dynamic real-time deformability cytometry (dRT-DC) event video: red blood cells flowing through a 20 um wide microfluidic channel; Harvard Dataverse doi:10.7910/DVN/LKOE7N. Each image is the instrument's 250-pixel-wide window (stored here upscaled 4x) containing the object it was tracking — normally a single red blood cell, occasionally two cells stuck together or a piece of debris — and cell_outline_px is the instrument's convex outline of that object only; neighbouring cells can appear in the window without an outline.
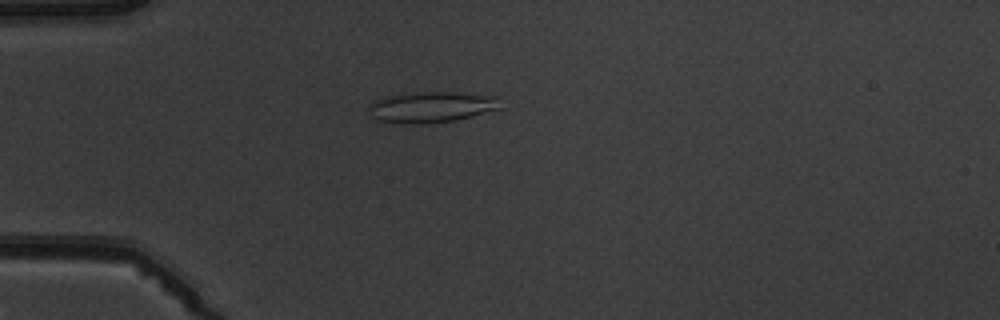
{"species": "common noctule bat (a hibernating species)", "species_latin": "Nyctalus noctula", "temperature_condition": "warm", "stored_images_in_passage": 2, "camera_frame_rate_fps": 3000, "um_per_image_px": 0.085, "animal": {"sex": "male", "body_mass_g": 19.5, "forearm_length_mm": 54.6}, "frame": {"image": 1, "passage_image": 2, "time_ms": 1.0, "image_size_px": [1000, 320], "cell_outline_px": [[500, 108], [472, 116], [456, 120], [416, 124], [400, 124], [376, 120], [368, 112], [368, 108], [376, 100], [388, 96], [420, 92], [452, 92], [500, 96]], "centroid_in_image_um": [36.68, 9.1], "position_along_channel_um": 48.3, "area_um2": 23.64}}